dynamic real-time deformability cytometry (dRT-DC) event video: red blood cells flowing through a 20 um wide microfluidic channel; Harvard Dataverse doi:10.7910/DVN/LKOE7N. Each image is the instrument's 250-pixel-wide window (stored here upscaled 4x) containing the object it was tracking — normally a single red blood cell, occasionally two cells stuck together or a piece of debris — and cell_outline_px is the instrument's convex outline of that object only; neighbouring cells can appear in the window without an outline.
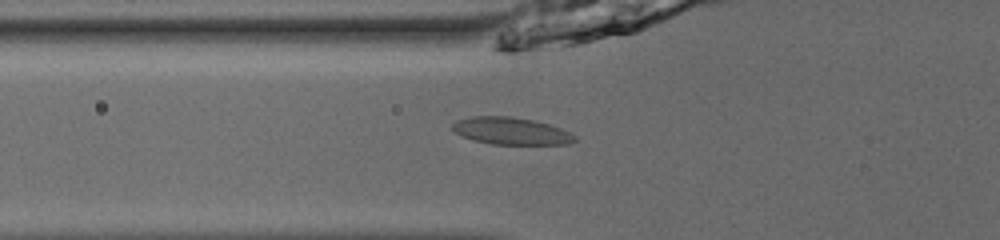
{"species": "common noctule bat (a hibernating species)", "species_latin": "Nyctalus noctula", "temperature_condition": "room temperature", "stored_images_in_passage": 54, "camera_frame_rate_fps": 3000, "um_per_image_px": 0.085, "animal": {"sex": "male", "body_mass_g": 13.0, "forearm_length_mm": 53.1}, "frame": {"image": 1, "passage_image": 22, "time_ms": 7.0, "image_size_px": [1000, 240], "cell_outline_px": [[580, 140], [572, 144], [492, 144], [460, 136], [452, 128], [452, 124], [456, 120], [472, 116], [512, 116], [532, 120], [548, 124], [572, 132]], "centroid_in_image_um": [43.5, 11.13], "position_along_channel_um": 82.3, "area_um2": 19.54}}
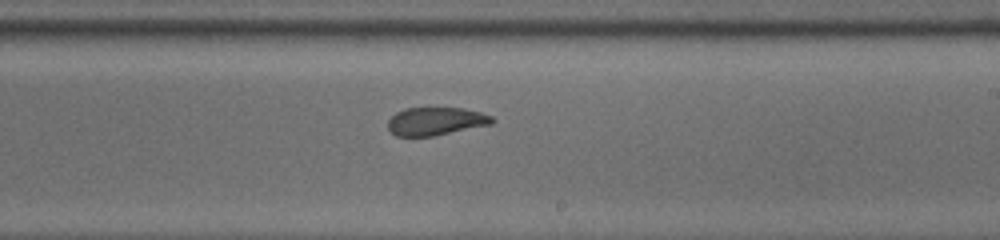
{"frame": {"image": 2, "passage_image": 35, "time_ms": 11.333, "image_size_px": [1000, 240], "cell_outline_px": [[496, 120], [492, 124], [432, 136], [396, 136], [388, 128], [388, 120], [396, 112], [404, 108], [464, 108], [480, 112], [492, 116]], "centroid_in_image_um": [37.05, 10.3], "position_along_channel_um": 252.0, "area_um2": 16.99}}
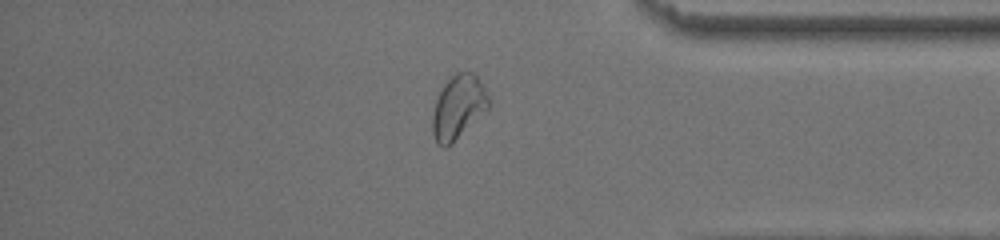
{"frame": {"image": 3, "passage_image": 47, "time_ms": 15.333, "image_size_px": [1000, 240], "cell_outline_px": [[492, 104], [448, 148], [444, 148], [436, 144], [432, 132], [432, 116], [436, 100], [444, 84], [456, 72], [472, 72], [476, 76], [492, 100]], "centroid_in_image_um": [38.95, 9.14], "position_along_channel_um": 396.3, "area_um2": 20.92}, "authors_computed_cell_mechanics": {"area_um2": 19.4786, "velocity_mm_per_s": 3.8989, "shape_relaxation_time_tau1_ms": null, "shape_relaxation_time_tau2_ms": 1.4794, "deformation_change_tau1": null, "deformation_change_tau2": 0.0544}}